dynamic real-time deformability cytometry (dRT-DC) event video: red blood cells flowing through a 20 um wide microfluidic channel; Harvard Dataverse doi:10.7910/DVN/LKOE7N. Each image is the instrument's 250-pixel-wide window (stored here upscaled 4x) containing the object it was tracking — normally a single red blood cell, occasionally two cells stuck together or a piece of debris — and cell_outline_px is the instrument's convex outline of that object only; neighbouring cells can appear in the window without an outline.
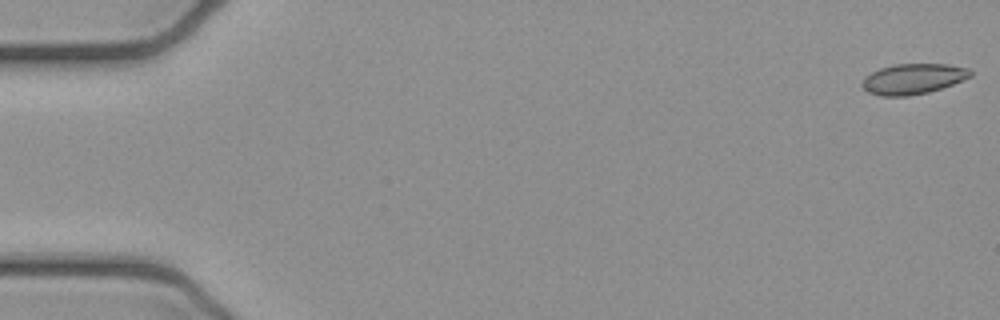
{"species": "common noctule bat (a hibernating species)", "species_latin": "Nyctalus noctula", "temperature_condition": "cold", "stored_images_in_passage": 5, "camera_frame_rate_fps": 3000, "um_per_image_px": 0.085, "animal": {"sex": "female", "body_mass_g": 21.9}, "frame": {"image": 1, "passage_image": 1, "time_ms": 0.0, "image_size_px": [1000, 320], "cell_outline_px": [[972, 76], [952, 84], [928, 92], [908, 96], [880, 96], [868, 92], [860, 84], [864, 76], [880, 68], [892, 64], [948, 64], [968, 68], [972, 72]], "centroid_in_image_um": [77.58, 6.7], "position_along_channel_um": 7.4, "area_um2": 19.25}}
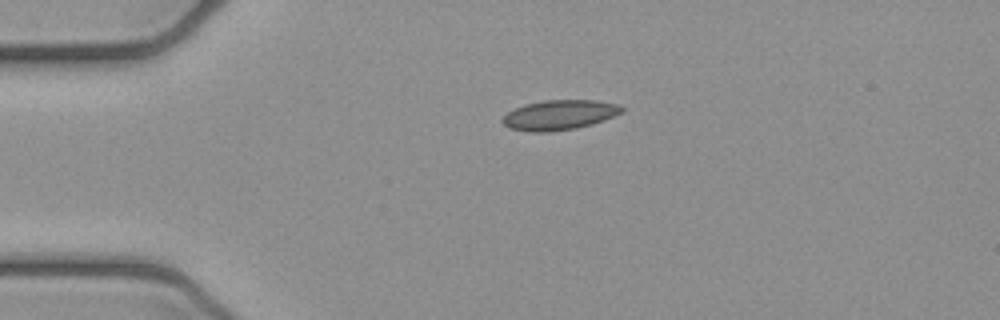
{"frame": {"image": 2, "passage_image": 4, "time_ms": 1.0, "image_size_px": [1000, 320], "cell_outline_px": [[624, 112], [604, 120], [592, 124], [576, 128], [548, 132], [532, 132], [508, 128], [500, 120], [508, 112], [524, 104], [544, 100], [596, 100], [616, 104], [624, 108]], "centroid_in_image_um": [47.54, 9.77], "position_along_channel_um": 37.5, "area_um2": 20.81}}